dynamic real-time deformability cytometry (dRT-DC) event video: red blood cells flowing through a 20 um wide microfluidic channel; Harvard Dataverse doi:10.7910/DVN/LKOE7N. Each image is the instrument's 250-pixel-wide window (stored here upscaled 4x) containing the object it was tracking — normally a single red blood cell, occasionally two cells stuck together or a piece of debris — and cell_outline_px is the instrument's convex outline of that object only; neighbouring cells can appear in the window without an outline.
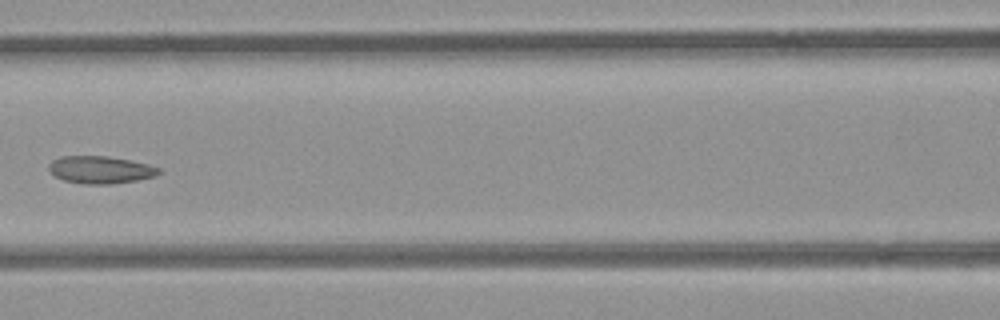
{"species": "common noctule bat (a hibernating species)", "species_latin": "Nyctalus noctula", "temperature_condition": "room temperature", "stored_images_in_passage": 8, "camera_frame_rate_fps": 3000, "um_per_image_px": 0.085, "animal": {"sex": "female", "body_mass_g": 21.9}, "frame": {"image": 1, "passage_image": 7, "time_ms": 7.0, "image_size_px": [1000, 320], "cell_outline_px": [[160, 172], [156, 176], [136, 180], [112, 184], [84, 184], [64, 180], [56, 176], [48, 168], [48, 164], [52, 160], [60, 156], [108, 156], [148, 164], [160, 168]], "centroid_in_image_um": [8.53, 14.43], "position_along_channel_um": 158.1, "area_um2": 17.51}}
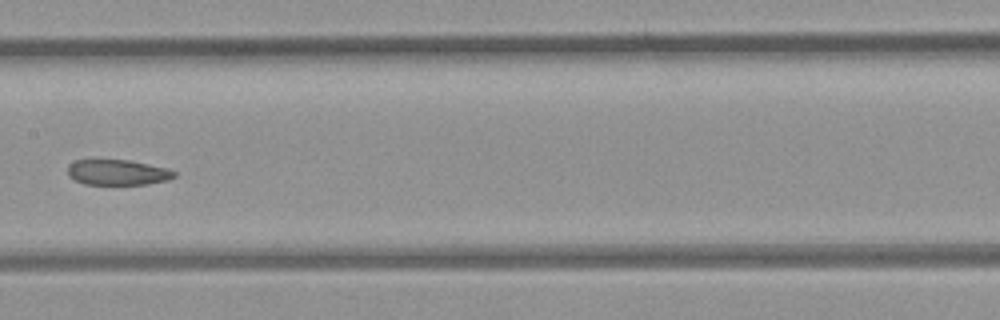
{"frame": {"image": 2, "passage_image": 8, "time_ms": 8.0, "image_size_px": [1000, 320], "cell_outline_px": [[176, 176], [168, 180], [148, 184], [84, 184], [68, 176], [68, 164], [76, 160], [92, 156], [128, 160], [168, 168], [176, 172]], "centroid_in_image_um": [9.93, 14.6], "position_along_channel_um": 197.5, "area_um2": 16.53}}